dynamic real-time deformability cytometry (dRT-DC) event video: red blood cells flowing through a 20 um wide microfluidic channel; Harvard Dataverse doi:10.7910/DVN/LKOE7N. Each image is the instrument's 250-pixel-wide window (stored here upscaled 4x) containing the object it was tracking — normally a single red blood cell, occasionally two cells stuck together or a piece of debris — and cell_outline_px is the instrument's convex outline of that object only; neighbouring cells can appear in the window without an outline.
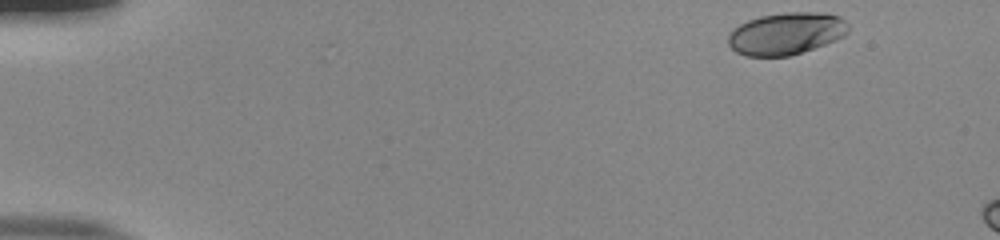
{"species": "human", "species_latin": "Homo sapiens", "temperature_condition": "room temperature", "stored_images_in_passage": 9, "camera_frame_rate_fps": 3000, "um_per_image_px": 0.085, "donor": {"sex": "male"}, "frame": {"image": 1, "passage_image": 2, "time_ms": 0.333, "image_size_px": [1000, 240], "cell_outline_px": [[848, 32], [844, 36], [824, 44], [788, 56], [748, 56], [736, 52], [728, 44], [728, 32], [732, 28], [748, 20], [760, 16], [788, 12], [820, 12], [840, 16], [848, 24]], "centroid_in_image_um": [66.8, 2.84], "position_along_channel_um": 18.2, "area_um2": 29.42}}